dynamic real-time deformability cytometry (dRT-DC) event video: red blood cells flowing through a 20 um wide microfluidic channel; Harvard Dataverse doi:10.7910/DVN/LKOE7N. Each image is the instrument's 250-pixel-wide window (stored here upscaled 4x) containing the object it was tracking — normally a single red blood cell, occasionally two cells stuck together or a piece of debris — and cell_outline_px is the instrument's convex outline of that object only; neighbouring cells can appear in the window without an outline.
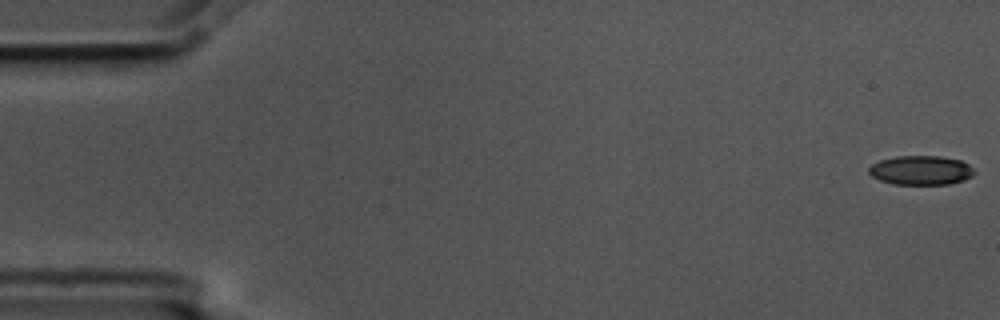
{"species": "common noctule bat (a hibernating species)", "species_latin": "Nyctalus noctula", "temperature_condition": "cold", "stored_images_in_passage": 6, "segment_of_instrument_passage": [1, 2], "camera_frame_rate_fps": 3000, "um_per_image_px": 0.085, "animal": {"sex": "male", "body_mass_g": 17.5, "forearm_length_mm": 52.3}, "frame": {"image": 1, "passage_image": 1, "time_ms": 0.0, "image_size_px": [1000, 320], "cell_outline_px": [[976, 172], [972, 176], [964, 180], [948, 184], [892, 184], [880, 180], [872, 176], [868, 172], [868, 168], [872, 164], [880, 160], [896, 156], [940, 156], [960, 160], [968, 164]], "centroid_in_image_um": [78.27, 14.47], "position_along_channel_um": 6.7, "area_um2": 17.98}}
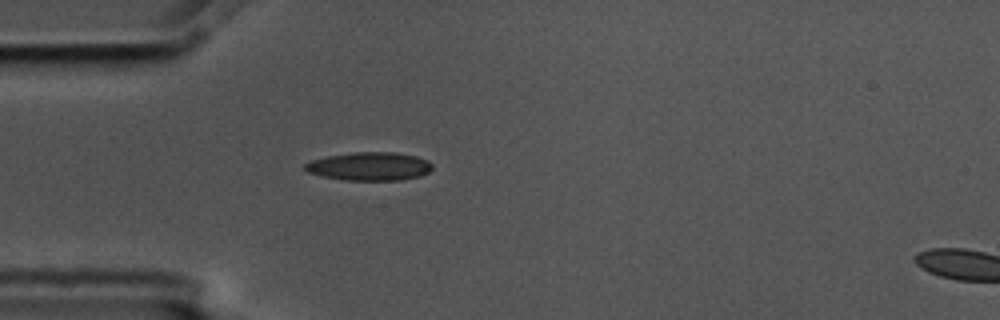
{"frame": {"image": 2, "passage_image": 5, "time_ms": 1.333, "image_size_px": [1000, 320], "cell_outline_px": [[432, 168], [428, 172], [420, 176], [400, 180], [344, 180], [324, 176], [308, 172], [304, 168], [304, 164], [312, 160], [328, 156], [356, 152], [396, 152], [416, 156], [428, 160], [432, 164]], "centroid_in_image_um": [31.43, 14.13], "position_along_channel_um": 53.6, "area_um2": 20.92}}